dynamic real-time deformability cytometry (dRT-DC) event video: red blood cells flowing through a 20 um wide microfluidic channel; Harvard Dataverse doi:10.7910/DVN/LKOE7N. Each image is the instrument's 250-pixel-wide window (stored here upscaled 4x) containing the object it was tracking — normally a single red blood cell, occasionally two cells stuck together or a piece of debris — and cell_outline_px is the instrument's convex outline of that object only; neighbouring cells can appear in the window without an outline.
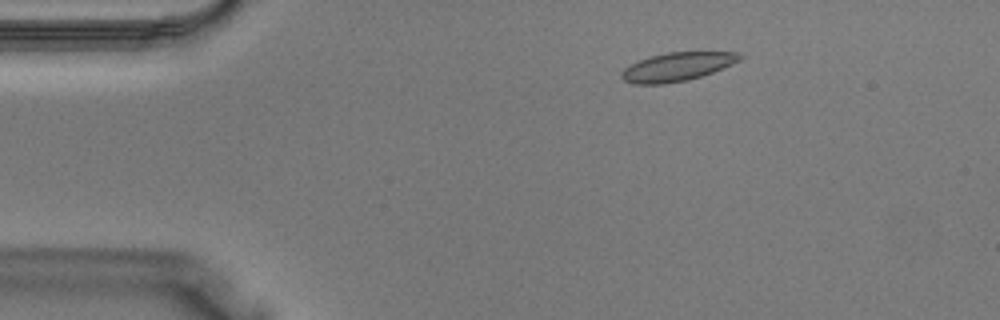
{"species": "Egyptian fruit bat (a non-hibernating species)", "species_latin": "Rousettus aegyptiacus", "temperature_condition": "warm", "stored_images_in_passage": 38, "camera_frame_rate_fps": 3000, "um_per_image_px": 0.085, "animal": {"sex": "male"}, "frame": {"image": 1, "passage_image": 6, "time_ms": 1.667, "image_size_px": [1000, 320], "cell_outline_px": [[744, 56], [740, 60], [732, 64], [712, 72], [688, 80], [664, 84], [632, 84], [624, 80], [620, 76], [620, 72], [624, 68], [640, 60], [652, 56], [668, 52], [740, 52]], "centroid_in_image_um": [57.56, 5.68], "position_along_channel_um": 27.4, "area_um2": 19.59}}
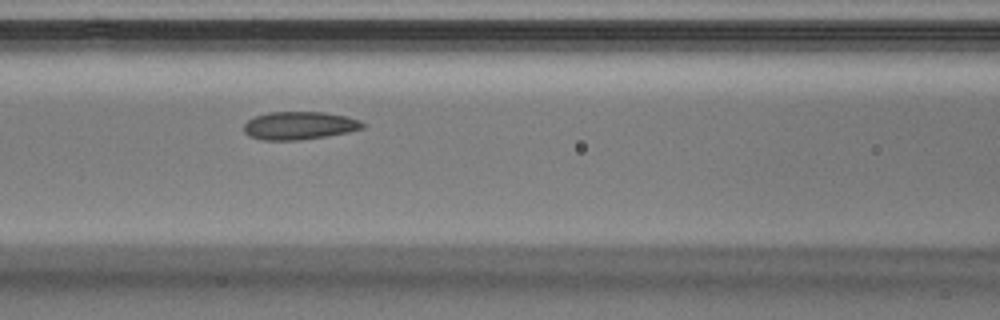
{"frame": {"image": 2, "passage_image": 16, "time_ms": 5.0, "image_size_px": [1000, 320], "cell_outline_px": [[368, 124], [364, 128], [348, 132], [328, 136], [300, 140], [260, 140], [248, 136], [244, 132], [244, 124], [248, 120], [256, 116], [268, 112], [324, 112], [344, 116], [360, 120]], "centroid_in_image_um": [25.45, 10.68], "position_along_channel_um": 141.1, "area_um2": 19.54}}
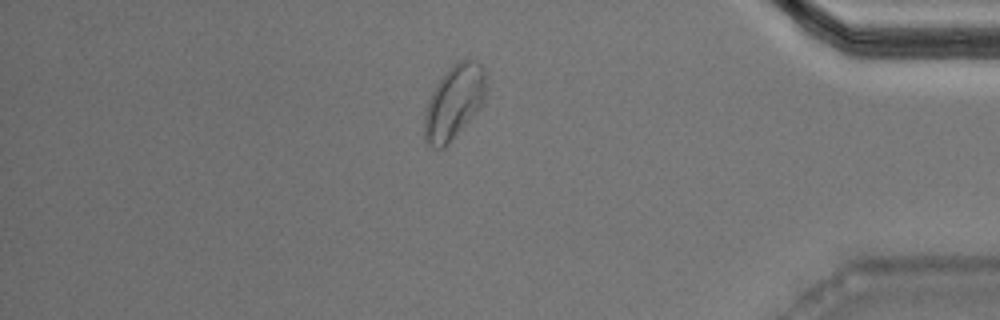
{"frame": {"image": 3, "passage_image": 33, "time_ms": 10.667, "image_size_px": [1000, 320], "cell_outline_px": [[484, 96], [480, 108], [448, 144], [444, 148], [436, 148], [428, 144], [424, 140], [424, 112], [428, 100], [436, 84], [444, 72], [452, 64], [468, 56], [476, 60], [484, 68]], "centroid_in_image_um": [38.56, 8.65], "position_along_channel_um": 396.6, "area_um2": 26.59}}